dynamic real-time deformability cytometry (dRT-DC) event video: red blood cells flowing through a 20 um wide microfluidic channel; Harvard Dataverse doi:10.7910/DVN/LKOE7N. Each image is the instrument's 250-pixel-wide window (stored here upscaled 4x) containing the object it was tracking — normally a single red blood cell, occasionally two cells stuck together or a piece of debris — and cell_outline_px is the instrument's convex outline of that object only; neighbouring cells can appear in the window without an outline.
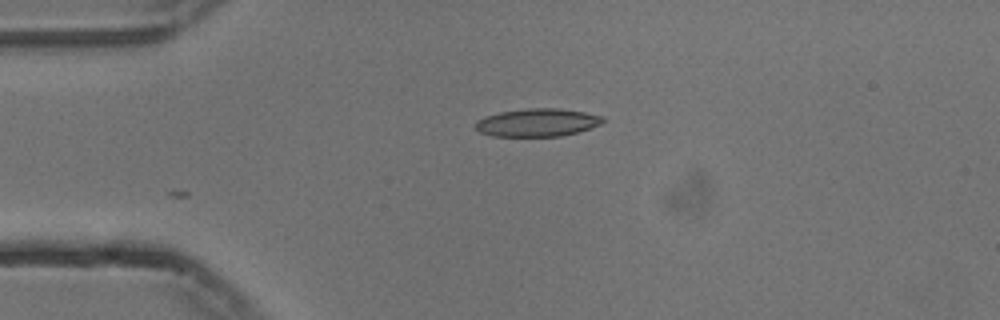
{"species": "common noctule bat (a hibernating species)", "species_latin": "Nyctalus noctula", "temperature_condition": "cold", "stored_images_in_passage": 6, "camera_frame_rate_fps": 3000, "um_per_image_px": 0.085, "animal": {"sex": "male", "body_mass_g": 13.3}, "frame": {"image": 1, "passage_image": 1, "time_ms": 0.0, "image_size_px": [1000, 320], "cell_outline_px": [[608, 120], [600, 124], [576, 132], [560, 136], [492, 136], [480, 132], [476, 128], [476, 120], [484, 116], [500, 112], [528, 108], [560, 108], [584, 112], [604, 116]], "centroid_in_image_um": [45.68, 10.4], "position_along_channel_um": 39.3, "area_um2": 20.75}}